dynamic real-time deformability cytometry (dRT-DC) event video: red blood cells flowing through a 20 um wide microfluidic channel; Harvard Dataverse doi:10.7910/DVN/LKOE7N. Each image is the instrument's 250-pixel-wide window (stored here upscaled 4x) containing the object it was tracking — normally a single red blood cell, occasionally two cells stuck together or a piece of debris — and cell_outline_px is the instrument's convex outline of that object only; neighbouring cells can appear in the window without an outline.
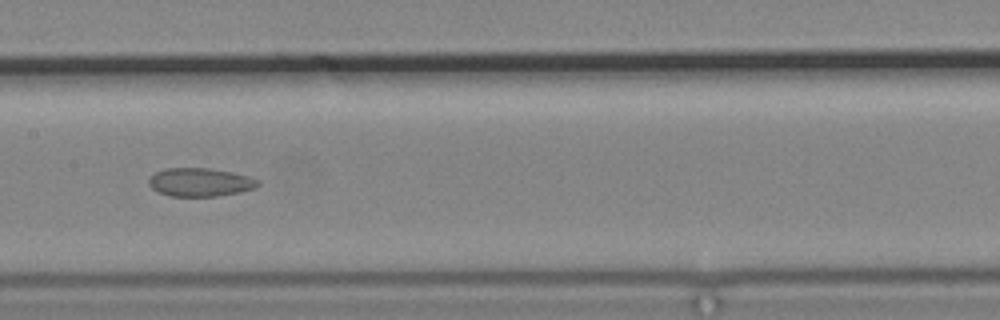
{"species": "common noctule bat (a hibernating species)", "species_latin": "Nyctalus noctula", "temperature_condition": "cold", "stored_images_in_passage": 7, "camera_frame_rate_fps": 3000, "um_per_image_px": 0.085, "animal": {"sex": "male", "body_mass_g": 19.2, "forearm_length_mm": 51.8}, "frame": {"image": 1, "passage_image": 6, "time_ms": 6.0, "image_size_px": [1000, 320], "cell_outline_px": [[260, 184], [256, 188], [240, 192], [216, 196], [172, 196], [160, 192], [152, 188], [148, 184], [148, 180], [156, 172], [164, 168], [208, 168], [232, 172], [248, 176], [260, 180]], "centroid_in_image_um": [17.04, 15.48], "position_along_channel_um": 190.4, "area_um2": 18.03}}
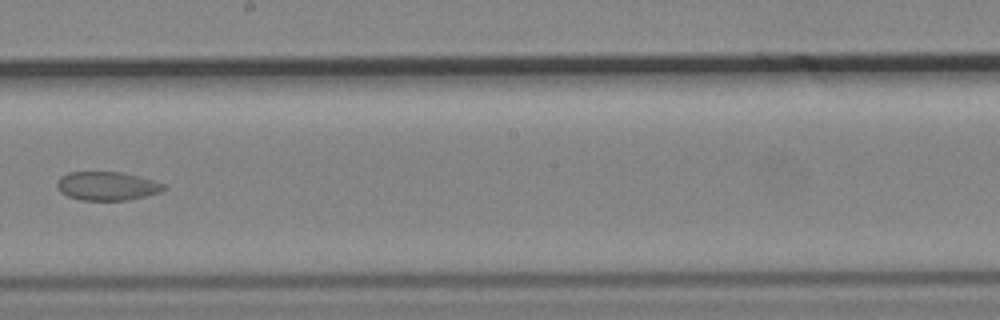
{"frame": {"image": 2, "passage_image": 7, "time_ms": 7.333, "image_size_px": [1000, 320], "cell_outline_px": [[168, 188], [160, 192], [128, 200], [80, 200], [68, 196], [60, 192], [56, 184], [60, 176], [68, 172], [120, 172], [152, 180], [164, 184]], "centroid_in_image_um": [9.07, 15.81], "position_along_channel_um": 239.1, "area_um2": 17.74}}